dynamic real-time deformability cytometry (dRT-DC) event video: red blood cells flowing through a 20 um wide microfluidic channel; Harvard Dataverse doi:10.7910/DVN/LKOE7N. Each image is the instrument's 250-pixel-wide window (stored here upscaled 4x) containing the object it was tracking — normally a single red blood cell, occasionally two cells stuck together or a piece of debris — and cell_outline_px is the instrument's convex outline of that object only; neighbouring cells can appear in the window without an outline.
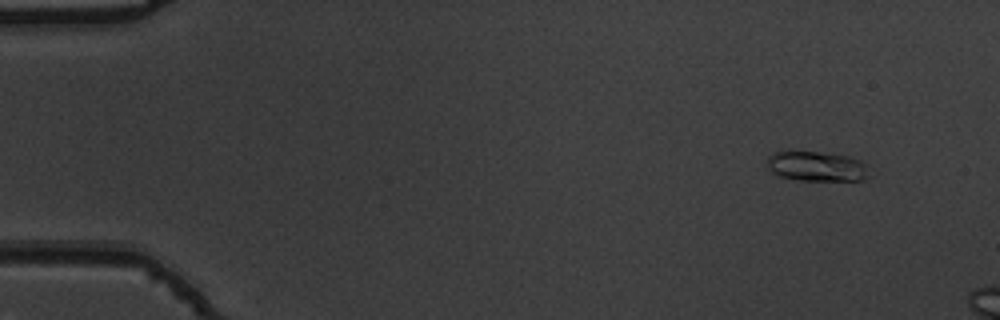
{"species": "common noctule bat (a hibernating species)", "species_latin": "Nyctalus noctula", "temperature_condition": "warm", "stored_images_in_passage": 10, "camera_frame_rate_fps": 3000, "um_per_image_px": 0.085, "animal": {"sex": "male", "body_mass_g": 19.5, "forearm_length_mm": 54.6}, "frame": {"image": 1, "passage_image": 4, "time_ms": 1.0, "image_size_px": [1000, 320], "cell_outline_px": [[872, 176], [860, 180], [796, 180], [780, 176], [772, 172], [768, 168], [768, 156], [776, 152], [788, 148], [820, 152], [848, 156], [860, 160], [868, 164]], "centroid_in_image_um": [69.43, 14.1], "position_along_channel_um": 15.6, "area_um2": 18.5}}